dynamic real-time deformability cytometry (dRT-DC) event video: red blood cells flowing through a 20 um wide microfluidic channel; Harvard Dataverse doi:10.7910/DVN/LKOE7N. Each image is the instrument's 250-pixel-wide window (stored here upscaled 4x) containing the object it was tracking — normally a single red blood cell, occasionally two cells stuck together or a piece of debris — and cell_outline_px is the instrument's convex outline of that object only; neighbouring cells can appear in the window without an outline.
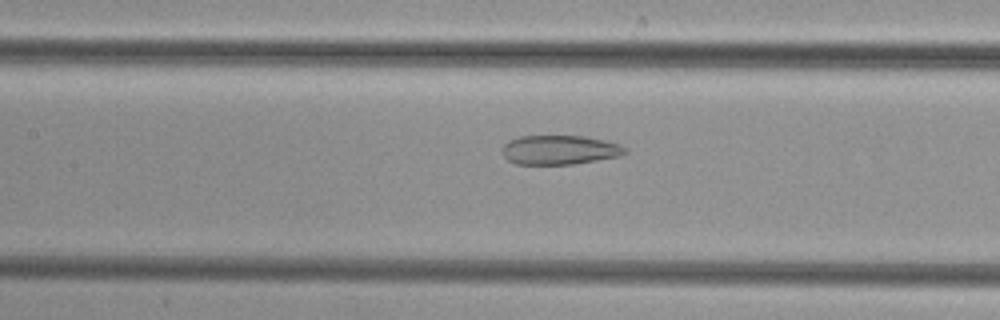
{"species": "common noctule bat (a hibernating species)", "species_latin": "Nyctalus noctula", "temperature_condition": "cold", "stored_images_in_passage": 50, "camera_frame_rate_fps": 3000, "um_per_image_px": 0.085, "animal": {"sex": "female", "body_mass_g": 29.2, "forearm_length_mm": 56.3}, "frame": {"image": 1, "passage_image": 23, "time_ms": 7.333, "image_size_px": [1000, 320], "cell_outline_px": [[628, 152], [620, 156], [572, 164], [516, 164], [508, 160], [500, 152], [500, 148], [508, 140], [520, 136], [584, 136], [604, 140], [620, 144], [628, 148]], "centroid_in_image_um": [47.55, 12.73], "position_along_channel_um": 159.9, "area_um2": 21.15}}
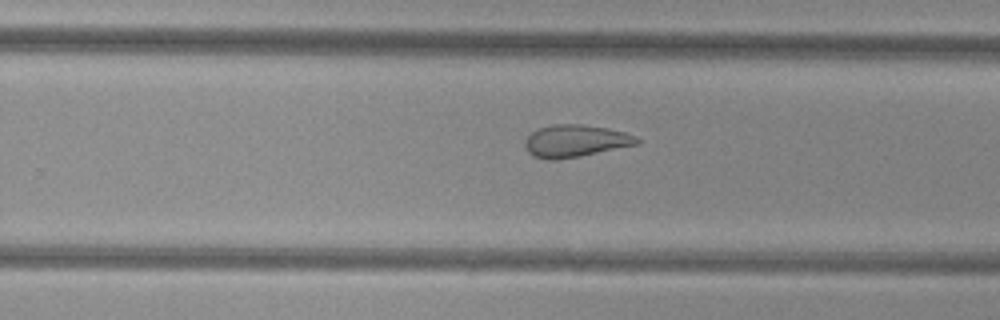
{"frame": {"image": 2, "passage_image": 32, "time_ms": 10.333, "image_size_px": [1000, 320], "cell_outline_px": [[640, 144], [580, 156], [556, 160], [548, 160], [532, 156], [528, 152], [524, 144], [524, 140], [532, 132], [540, 128], [552, 124], [580, 124], [608, 128], [624, 132], [636, 136], [640, 140]], "centroid_in_image_um": [48.91, 11.99], "position_along_channel_um": 280.9, "area_um2": 21.15}}
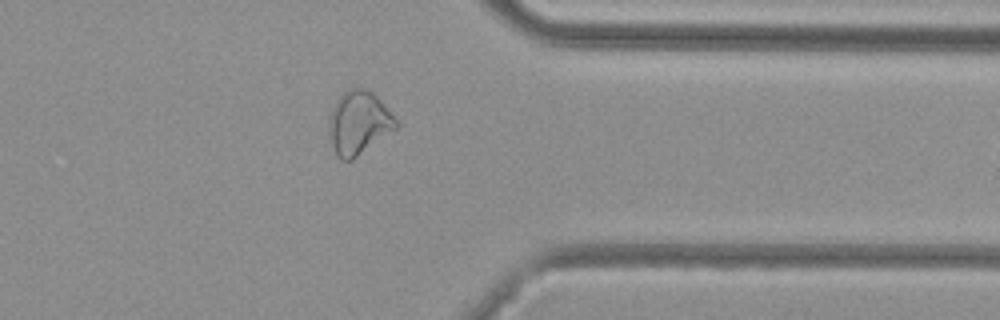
{"frame": {"image": 3, "passage_image": 40, "time_ms": 13.0, "image_size_px": [1000, 320], "cell_outline_px": [[400, 124], [396, 128], [352, 160], [344, 160], [336, 152], [332, 144], [328, 132], [328, 116], [336, 100], [348, 88], [368, 88], [380, 100]], "centroid_in_image_um": [30.47, 10.41], "position_along_channel_um": 380.9, "area_um2": 24.51}}